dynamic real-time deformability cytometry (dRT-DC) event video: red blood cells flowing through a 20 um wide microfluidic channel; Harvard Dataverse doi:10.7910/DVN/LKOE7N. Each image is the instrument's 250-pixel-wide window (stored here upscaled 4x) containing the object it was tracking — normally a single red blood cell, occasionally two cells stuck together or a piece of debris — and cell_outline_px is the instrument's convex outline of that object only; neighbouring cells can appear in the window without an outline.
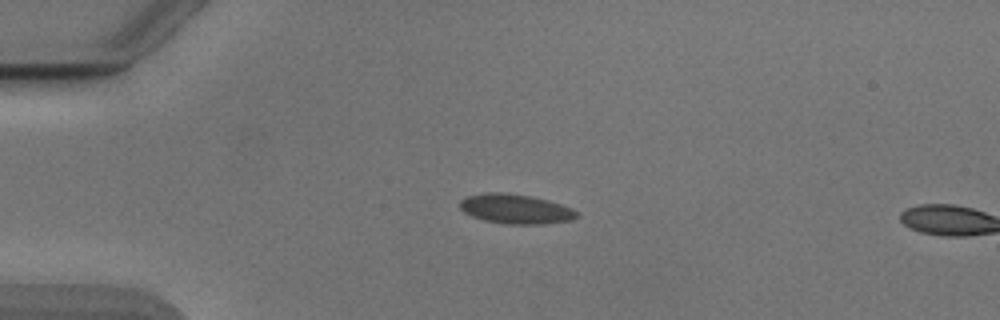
{"species": "Egyptian fruit bat (a non-hibernating species)", "species_latin": "Rousettus aegyptiacus", "temperature_condition": "cold", "stored_images_in_passage": 15, "camera_frame_rate_fps": 3000, "um_per_image_px": 0.085, "animal": {"sex": "male"}, "frame": {"image": 1, "passage_image": 13, "time_ms": 4.0, "image_size_px": [1000, 320], "cell_outline_px": [[580, 216], [572, 220], [544, 224], [504, 224], [484, 220], [472, 216], [464, 212], [460, 208], [460, 200], [468, 196], [488, 192], [504, 192], [528, 196], [548, 200], [572, 208]], "centroid_in_image_um": [43.83, 17.77], "position_along_channel_um": 41.2, "area_um2": 20.11}}